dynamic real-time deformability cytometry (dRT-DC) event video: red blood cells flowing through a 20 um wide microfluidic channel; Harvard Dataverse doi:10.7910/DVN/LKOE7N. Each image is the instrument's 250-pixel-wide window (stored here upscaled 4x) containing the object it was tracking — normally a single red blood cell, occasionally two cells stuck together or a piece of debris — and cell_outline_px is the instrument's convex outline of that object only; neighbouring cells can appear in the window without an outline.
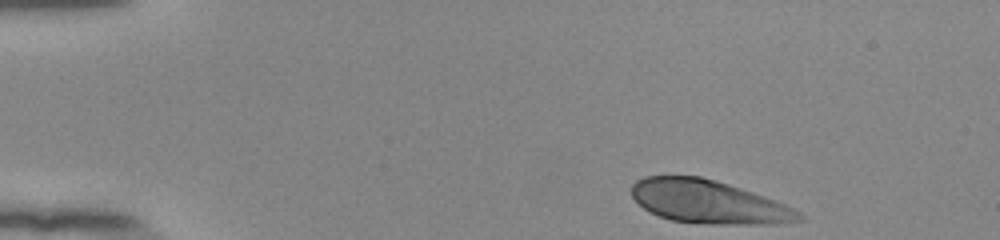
{"species": "human", "species_latin": "Homo sapiens", "temperature_condition": "room temperature", "stored_images_in_passage": 33, "camera_frame_rate_fps": 3000, "um_per_image_px": 0.085, "donor": {"sex": "female"}, "frame": {"image": 1, "passage_image": 1, "time_ms": 0.0, "image_size_px": [1000, 240], "cell_outline_px": [[804, 220], [772, 224], [708, 224], [672, 220], [660, 216], [644, 208], [632, 196], [632, 184], [636, 180], [644, 176], [700, 176], [716, 180], [776, 200], [800, 212], [804, 216]], "centroid_in_image_um": [60.24, 17.16], "position_along_channel_um": 24.8, "area_um2": 41.96}}
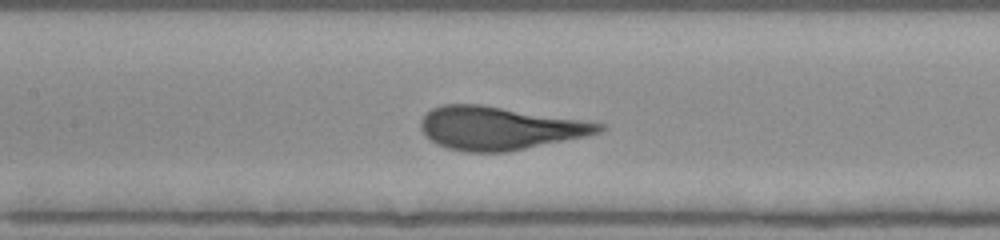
{"frame": {"image": 2, "passage_image": 19, "time_ms": 6.0, "image_size_px": [1000, 240], "cell_outline_px": [[608, 128], [600, 132], [584, 136], [508, 152], [468, 152], [448, 148], [436, 144], [424, 136], [420, 128], [420, 120], [432, 108], [444, 104], [480, 104], [584, 120], [608, 124]], "centroid_in_image_um": [42.45, 10.89], "position_along_channel_um": 165.0, "area_um2": 44.85}}
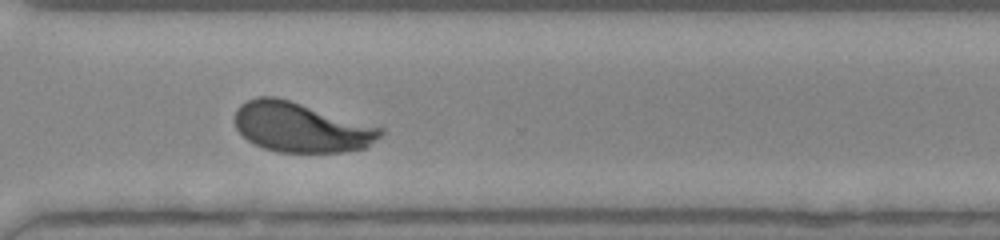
{"frame": {"image": 3, "passage_image": 33, "time_ms": 10.667, "image_size_px": [1000, 240], "cell_outline_px": [[384, 132], [380, 136], [364, 148], [344, 152], [276, 152], [264, 148], [248, 140], [236, 128], [236, 108], [240, 104], [256, 96], [276, 96], [384, 128]], "centroid_in_image_um": [25.58, 10.81], "position_along_channel_um": 345.0, "area_um2": 42.02}}